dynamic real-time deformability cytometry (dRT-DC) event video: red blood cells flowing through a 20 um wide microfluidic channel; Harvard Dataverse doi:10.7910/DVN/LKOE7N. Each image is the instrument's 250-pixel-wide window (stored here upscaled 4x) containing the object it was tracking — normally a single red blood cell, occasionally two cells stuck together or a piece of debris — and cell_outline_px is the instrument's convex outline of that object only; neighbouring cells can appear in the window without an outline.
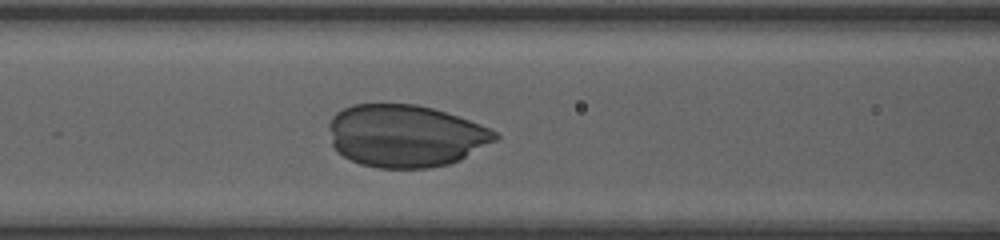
{"species": "human", "species_latin": "Homo sapiens", "temperature_condition": "room temperature", "stored_images_in_passage": 27, "camera_frame_rate_fps": 3000, "um_per_image_px": 0.085, "donor": {"sex": "female"}, "frame": {"image": 1, "passage_image": 7, "time_ms": 2.0, "image_size_px": [1000, 240], "cell_outline_px": [[500, 136], [496, 140], [460, 160], [448, 164], [428, 168], [376, 168], [360, 164], [344, 156], [332, 144], [328, 128], [328, 124], [332, 116], [336, 112], [352, 104], [416, 104], [432, 108], [480, 124], [496, 132]], "centroid_in_image_um": [34.44, 11.55], "position_along_channel_um": 132.2, "area_um2": 60.29}}
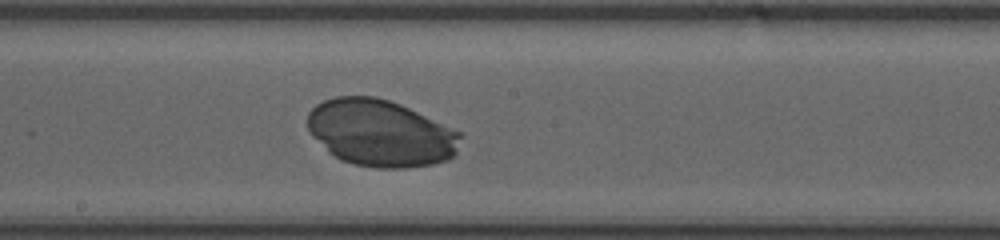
{"frame": {"image": 2, "passage_image": 13, "time_ms": 4.0, "image_size_px": [1000, 240], "cell_outline_px": [[460, 136], [456, 152], [448, 160], [432, 164], [408, 168], [376, 168], [352, 164], [340, 160], [328, 152], [308, 132], [308, 112], [316, 104], [324, 100], [336, 96], [376, 96], [400, 104], [460, 132]], "centroid_in_image_um": [32.3, 11.32], "position_along_channel_um": 215.9, "area_um2": 59.53}}
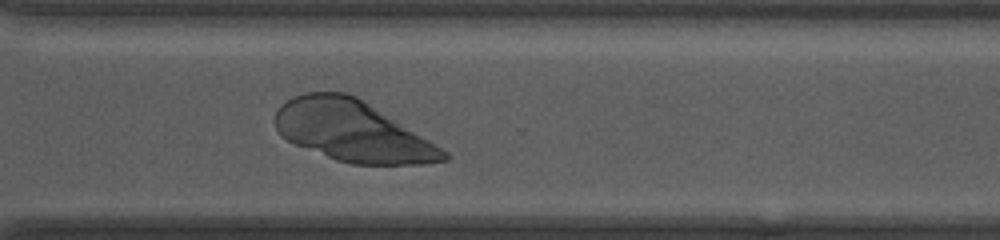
{"frame": {"image": 3, "passage_image": 22, "time_ms": 7.0, "image_size_px": [1000, 240], "cell_outline_px": [[452, 156], [448, 160], [424, 164], [352, 164], [336, 160], [296, 144], [280, 136], [276, 128], [276, 108], [280, 104], [292, 96], [304, 92], [344, 92], [356, 96], [448, 152]], "centroid_in_image_um": [29.92, 11.14], "position_along_channel_um": 340.7, "area_um2": 59.13}}